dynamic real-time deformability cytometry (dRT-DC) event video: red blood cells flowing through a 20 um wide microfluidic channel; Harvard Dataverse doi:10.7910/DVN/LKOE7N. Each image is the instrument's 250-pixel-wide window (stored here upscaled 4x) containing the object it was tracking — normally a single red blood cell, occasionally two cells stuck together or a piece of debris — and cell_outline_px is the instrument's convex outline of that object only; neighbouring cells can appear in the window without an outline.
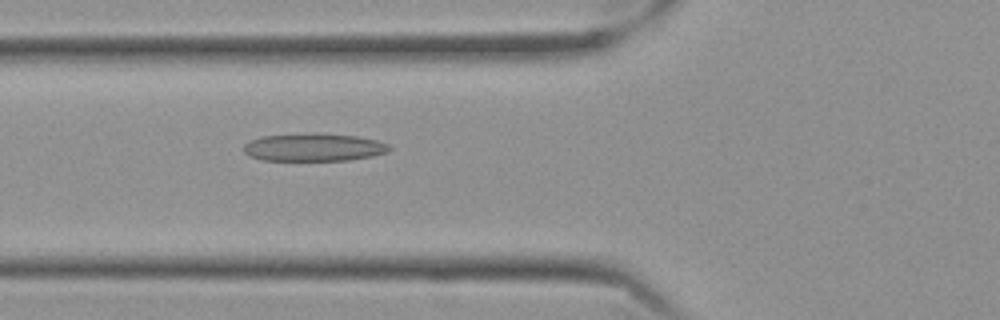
{"species": "Egyptian fruit bat (a non-hibernating species)", "species_latin": "Rousettus aegyptiacus", "temperature_condition": "cold", "stored_images_in_passage": 52, "camera_frame_rate_fps": 3000, "um_per_image_px": 0.085, "frame": {"image": 1, "passage_image": 20, "time_ms": 6.333, "image_size_px": [1000, 320], "cell_outline_px": [[392, 148], [388, 152], [372, 156], [348, 160], [264, 160], [248, 156], [244, 152], [244, 144], [248, 140], [260, 136], [304, 132], [316, 132], [356, 136], [376, 140], [388, 144]], "centroid_in_image_um": [26.63, 12.5], "position_along_channel_um": 99.2, "area_um2": 24.04}}
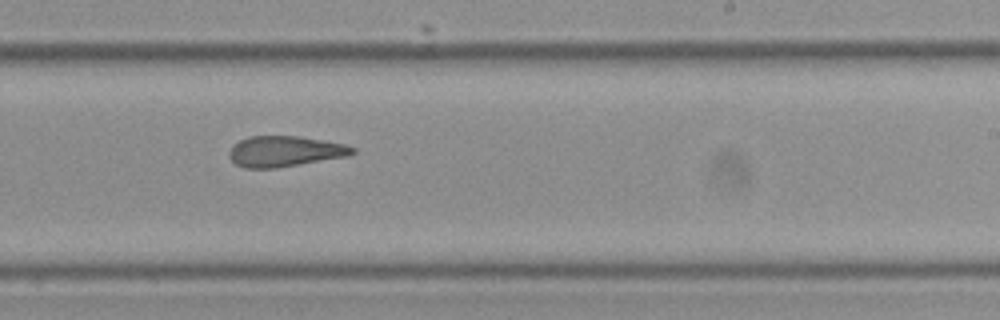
{"frame": {"image": 2, "passage_image": 34, "time_ms": 11.0, "image_size_px": [1000, 320], "cell_outline_px": [[356, 152], [348, 156], [276, 168], [244, 168], [236, 164], [228, 156], [228, 152], [232, 144], [248, 136], [300, 136], [344, 144], [356, 148]], "centroid_in_image_um": [24.18, 12.86], "position_along_channel_um": 264.8, "area_um2": 22.14}}
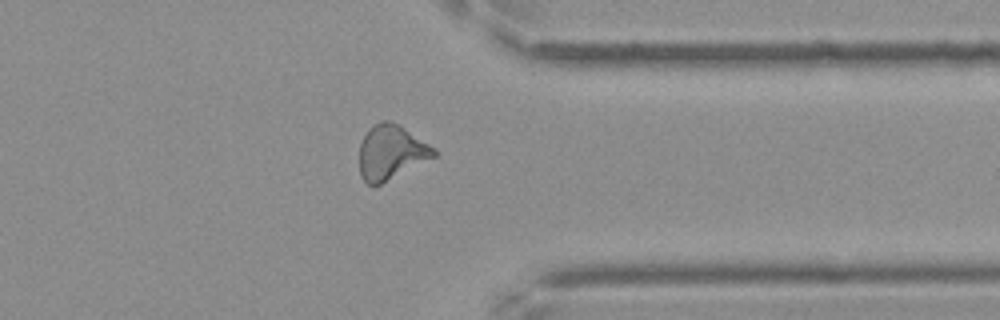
{"frame": {"image": 3, "passage_image": 44, "time_ms": 14.333, "image_size_px": [1000, 320], "cell_outline_px": [[436, 156], [372, 188], [360, 176], [360, 144], [368, 128], [372, 124], [380, 120], [392, 120], [400, 124], [436, 148]], "centroid_in_image_um": [33.23, 12.91], "position_along_channel_um": 378.2, "area_um2": 23.93}}